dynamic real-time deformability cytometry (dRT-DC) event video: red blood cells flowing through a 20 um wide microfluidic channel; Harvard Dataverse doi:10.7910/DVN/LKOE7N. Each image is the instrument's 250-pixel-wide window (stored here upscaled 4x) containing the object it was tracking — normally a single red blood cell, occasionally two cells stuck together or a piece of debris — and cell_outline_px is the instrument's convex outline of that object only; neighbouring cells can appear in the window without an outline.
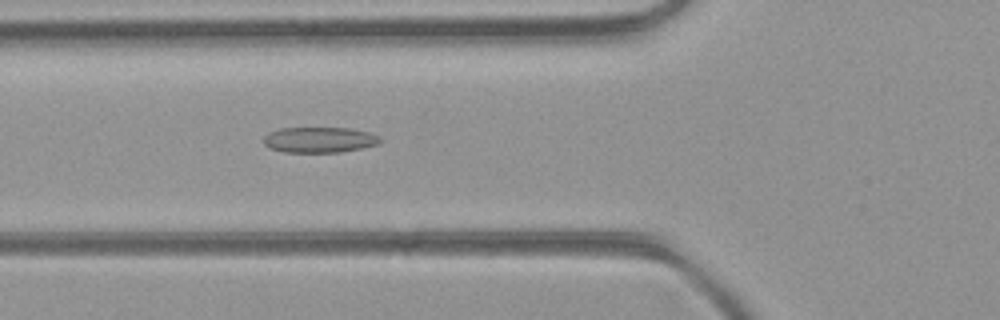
{"species": "common noctule bat (a hibernating species)", "species_latin": "Nyctalus noctula", "temperature_condition": "room temperature", "stored_images_in_passage": 30, "camera_frame_rate_fps": 3000, "um_per_image_px": 0.085, "animal": {"sex": "female", "body_mass_g": 21.9}, "frame": {"image": 1, "passage_image": 3, "time_ms": 0.667, "image_size_px": [1000, 320], "cell_outline_px": [[384, 140], [380, 144], [340, 152], [284, 152], [268, 148], [264, 144], [264, 136], [268, 132], [280, 128], [348, 128], [368, 132], [380, 136]], "centroid_in_image_um": [27.16, 11.88], "position_along_channel_um": 98.6, "area_um2": 17.51}}
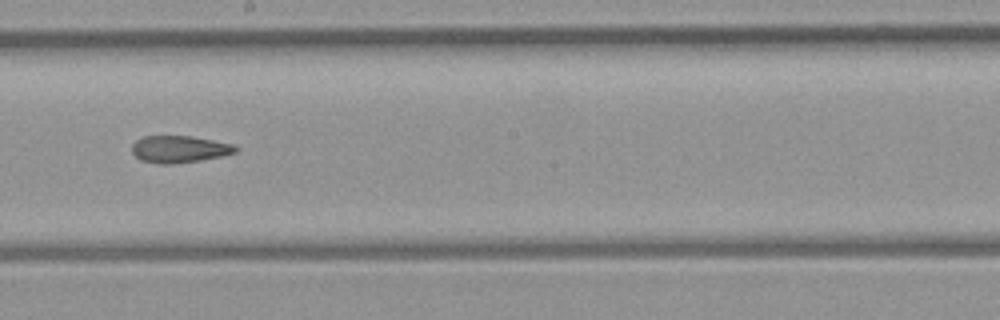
{"frame": {"image": 2, "passage_image": 12, "time_ms": 3.667, "image_size_px": [1000, 320], "cell_outline_px": [[240, 148], [236, 152], [224, 156], [200, 160], [172, 164], [160, 164], [140, 160], [132, 152], [132, 144], [136, 140], [144, 136], [192, 136], [236, 144]], "centroid_in_image_um": [15.29, 12.67], "position_along_channel_um": 232.9, "area_um2": 16.53}}
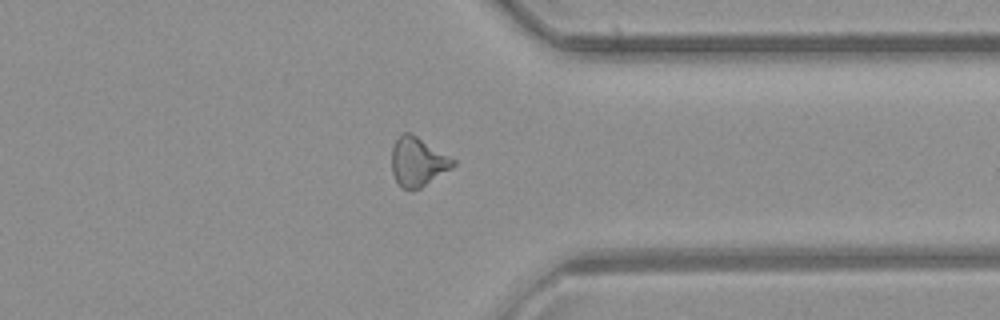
{"frame": {"image": 3, "passage_image": 22, "time_ms": 7.0, "image_size_px": [1000, 320], "cell_outline_px": [[456, 164], [452, 168], [420, 188], [400, 188], [392, 172], [392, 148], [400, 132], [408, 132], [416, 136], [456, 160]], "centroid_in_image_um": [35.5, 13.74], "position_along_channel_um": 375.9, "area_um2": 17.28}, "authors_computed_cell_mechanics": {"area_um2": 16.9065, "velocity_mm_per_s": 4.4626, "shape_relaxation_time_tau1_ms": null, "shape_relaxation_time_tau2_ms": 5.2198, "deformation_change_tau1": null, "deformation_change_tau2": 0.1552}}